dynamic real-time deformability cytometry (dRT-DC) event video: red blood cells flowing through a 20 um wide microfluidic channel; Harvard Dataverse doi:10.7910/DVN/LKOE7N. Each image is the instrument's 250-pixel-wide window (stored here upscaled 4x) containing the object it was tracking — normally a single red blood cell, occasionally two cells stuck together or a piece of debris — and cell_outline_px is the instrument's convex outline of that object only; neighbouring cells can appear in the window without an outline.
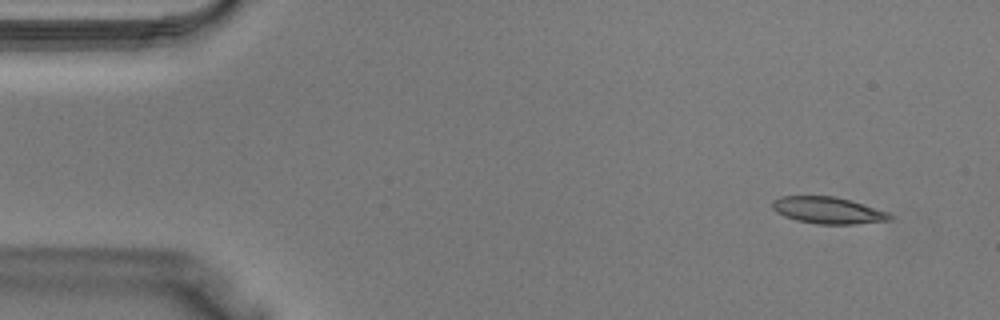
{"species": "Egyptian fruit bat (a non-hibernating species)", "species_latin": "Rousettus aegyptiacus", "temperature_condition": "warm", "stored_images_in_passage": 39, "camera_frame_rate_fps": 3000, "um_per_image_px": 0.085, "animal": {"sex": "male"}, "frame": {"image": 1, "passage_image": 3, "time_ms": 0.667, "image_size_px": [1000, 320], "cell_outline_px": [[892, 220], [852, 224], [816, 224], [796, 220], [784, 216], [776, 212], [772, 208], [772, 200], [780, 196], [836, 196], [852, 200], [888, 212], [892, 216]], "centroid_in_image_um": [70.36, 17.87], "position_along_channel_um": 14.6, "area_um2": 18.44}}
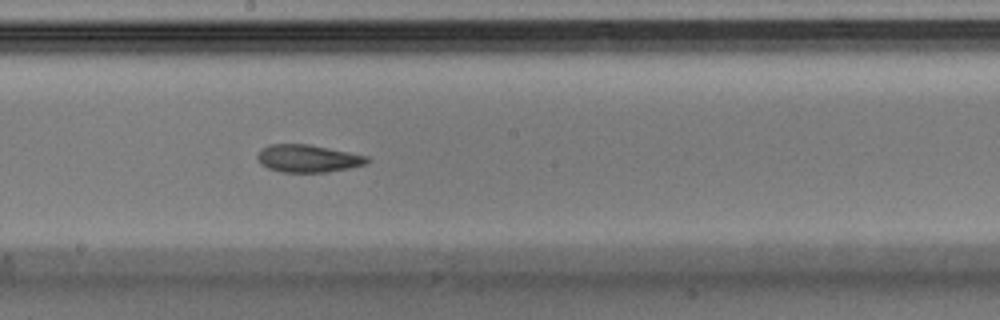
{"frame": {"image": 2, "passage_image": 21, "time_ms": 6.667, "image_size_px": [1000, 320], "cell_outline_px": [[372, 160], [364, 164], [348, 168], [328, 172], [280, 172], [268, 168], [260, 164], [256, 156], [268, 144], [308, 144], [368, 156]], "centroid_in_image_um": [26.17, 13.47], "position_along_channel_um": 222.0, "area_um2": 17.51}}
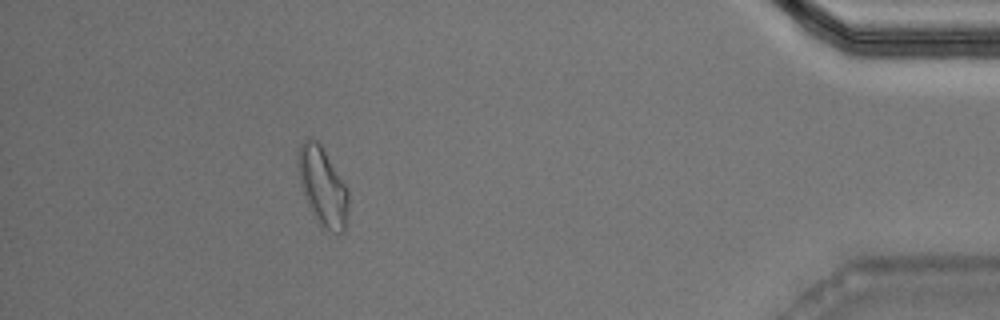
{"frame": {"image": 3, "passage_image": 35, "time_ms": 11.333, "image_size_px": [1000, 320], "cell_outline_px": [[348, 212], [344, 232], [336, 232], [324, 228], [316, 220], [308, 208], [300, 184], [296, 164], [296, 156], [300, 144], [308, 136], [312, 136], [320, 144], [348, 188]], "centroid_in_image_um": [27.39, 15.82], "position_along_channel_um": 407.8, "area_um2": 23.41}}